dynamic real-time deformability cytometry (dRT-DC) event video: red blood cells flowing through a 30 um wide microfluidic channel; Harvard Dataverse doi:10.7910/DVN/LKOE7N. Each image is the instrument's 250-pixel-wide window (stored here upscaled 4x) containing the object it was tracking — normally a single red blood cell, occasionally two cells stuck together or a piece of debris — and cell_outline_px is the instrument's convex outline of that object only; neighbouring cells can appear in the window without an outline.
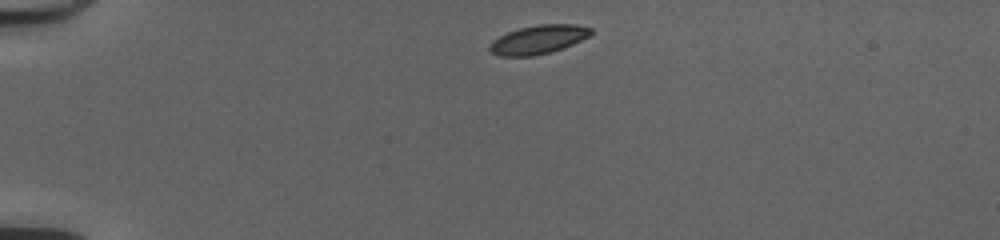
{"species": "common noctule bat (a hibernating species)", "species_latin": "Nyctalus noctula", "temperature_condition": "cold", "stored_images_in_passage": 39, "camera_frame_rate_fps": 3000, "um_per_image_px": 0.085, "animal": {"sex": "female", "body_mass_g": 20.0, "forearm_length_mm": 54.0}, "frame": {"image": 1, "passage_image": 1, "time_ms": 0.0, "image_size_px": [1000, 240], "cell_outline_px": [[592, 32], [588, 36], [572, 44], [548, 52], [532, 56], [500, 56], [492, 52], [488, 48], [488, 44], [492, 40], [508, 32], [520, 28], [540, 24], [576, 24], [592, 28]], "centroid_in_image_um": [45.72, 3.35], "position_along_channel_um": 39.3, "area_um2": 16.7}}
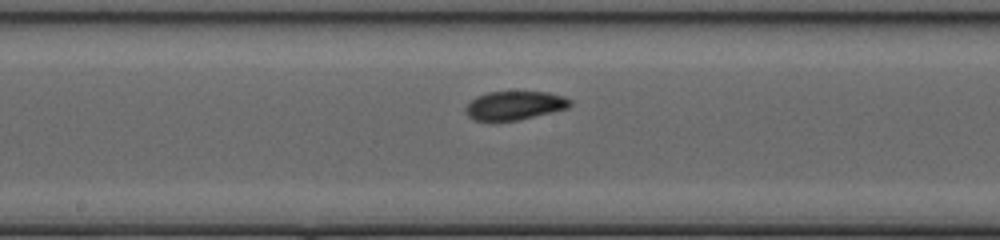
{"frame": {"image": 2, "passage_image": 17, "time_ms": 5.333, "image_size_px": [1000, 240], "cell_outline_px": [[572, 104], [568, 108], [520, 120], [492, 124], [488, 124], [472, 120], [464, 112], [464, 108], [476, 96], [488, 92], [548, 92], [564, 96], [572, 100]], "centroid_in_image_um": [43.68, 9.02], "position_along_channel_um": 204.5, "area_um2": 18.26}}
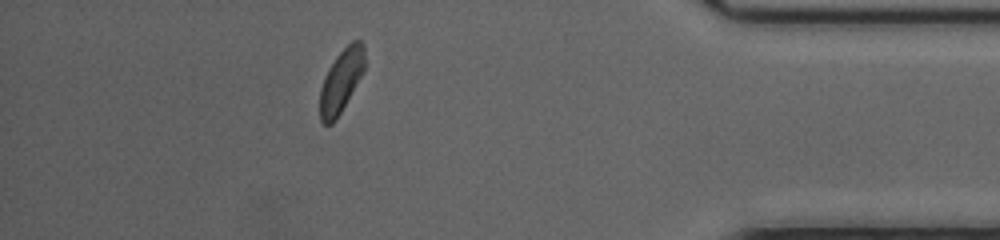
{"frame": {"image": 3, "passage_image": 34, "time_ms": 11.0, "image_size_px": [1000, 240], "cell_outline_px": [[364, 72], [340, 112], [332, 124], [324, 124], [320, 120], [320, 88], [324, 76], [328, 68], [336, 56], [352, 40], [360, 40], [364, 44]], "centroid_in_image_um": [28.99, 6.85], "position_along_channel_um": 406.2, "area_um2": 16.36}, "authors_computed_cell_mechanics": {"area_um2": 17.2822, "velocity_mm_per_s": 4.157, "shape_relaxation_time_tau1_ms": 3.4469, "shape_relaxation_time_tau2_ms": 3.3454, "deformation_change_tau1": 0.0784, "deformation_change_tau2": 0.0772}}